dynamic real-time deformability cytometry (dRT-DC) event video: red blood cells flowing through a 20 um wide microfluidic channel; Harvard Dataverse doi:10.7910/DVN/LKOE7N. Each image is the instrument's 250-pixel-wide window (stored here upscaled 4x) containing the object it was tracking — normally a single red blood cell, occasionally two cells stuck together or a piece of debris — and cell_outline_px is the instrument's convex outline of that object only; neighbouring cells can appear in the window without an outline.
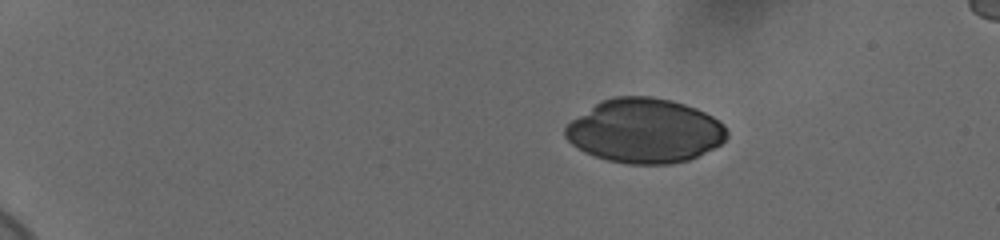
{"species": "human", "species_latin": "Homo sapiens", "temperature_condition": "cold", "stored_images_in_passage": 48, "camera_frame_rate_fps": 3000, "um_per_image_px": 0.085, "donor": {"sex": "female"}, "frame": {"image": 1, "passage_image": 1, "time_ms": 0.0, "image_size_px": [1000, 240], "cell_outline_px": [[728, 136], [720, 144], [688, 160], [672, 164], [628, 164], [608, 160], [584, 152], [572, 144], [564, 136], [564, 128], [572, 120], [600, 100], [616, 96], [652, 96], [672, 100], [696, 108], [712, 116], [724, 124], [728, 132]], "centroid_in_image_um": [54.79, 11.11], "position_along_channel_um": 30.2, "area_um2": 60.52}}